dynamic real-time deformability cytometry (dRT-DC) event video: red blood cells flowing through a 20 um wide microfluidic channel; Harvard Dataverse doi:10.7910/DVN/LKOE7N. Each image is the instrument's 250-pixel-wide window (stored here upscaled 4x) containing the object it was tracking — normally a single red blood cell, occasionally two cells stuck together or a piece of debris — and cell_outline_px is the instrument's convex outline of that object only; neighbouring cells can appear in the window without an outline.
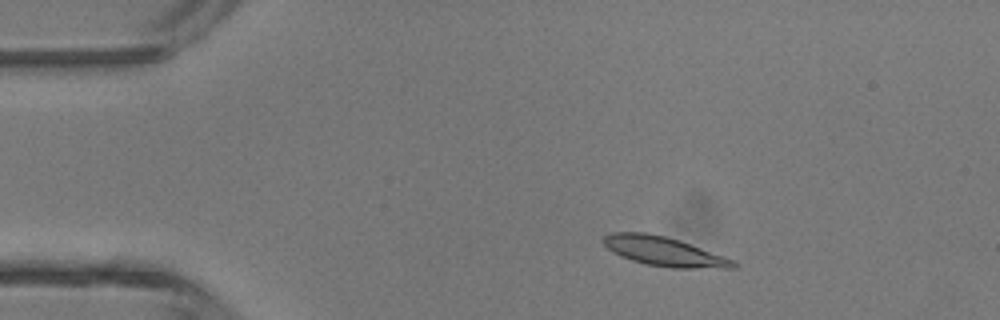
{"species": "common noctule bat (a hibernating species)", "species_latin": "Nyctalus noctula", "temperature_condition": "room temperature", "stored_images_in_passage": 4, "camera_frame_rate_fps": 3000, "um_per_image_px": 0.085, "animal": {"sex": "male", "body_mass_g": 13.3}, "frame": {"image": 1, "passage_image": 2, "time_ms": 0.333, "image_size_px": [1000, 320], "cell_outline_px": [[736, 268], [672, 268], [644, 264], [620, 256], [612, 252], [600, 240], [604, 236], [612, 232], [644, 232], [664, 236], [680, 240], [736, 260]], "centroid_in_image_um": [56.43, 21.37], "position_along_channel_um": 28.6, "area_um2": 22.31}}
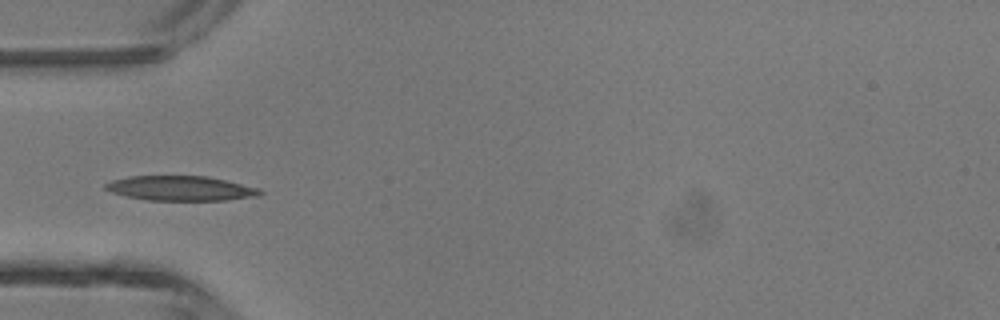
{"frame": {"image": 2, "passage_image": 4, "time_ms": 1.0, "image_size_px": [1000, 320], "cell_outline_px": [[264, 192], [260, 196], [228, 200], [148, 200], [124, 196], [112, 192], [104, 188], [104, 184], [112, 180], [128, 176], [208, 176], [260, 188]], "centroid_in_image_um": [15.38, 16.01], "position_along_channel_um": 69.6, "area_um2": 22.43}}